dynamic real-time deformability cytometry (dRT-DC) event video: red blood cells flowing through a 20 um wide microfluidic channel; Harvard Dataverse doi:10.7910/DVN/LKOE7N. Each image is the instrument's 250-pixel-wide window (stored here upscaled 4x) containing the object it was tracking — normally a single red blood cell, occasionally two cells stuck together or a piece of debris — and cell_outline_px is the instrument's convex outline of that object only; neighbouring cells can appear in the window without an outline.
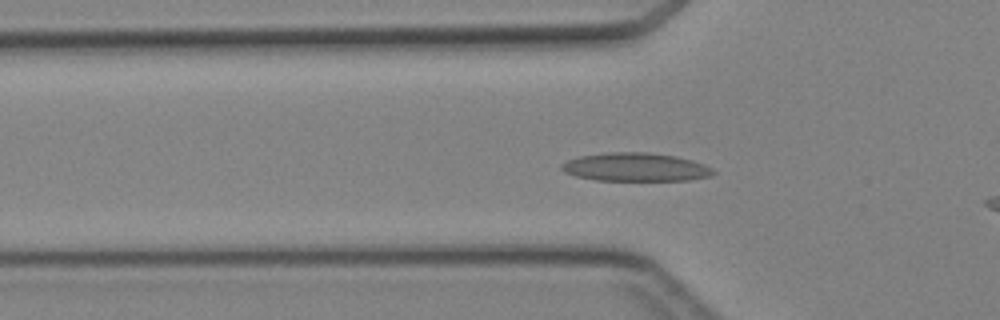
{"species": "Egyptian fruit bat (a non-hibernating species)", "species_latin": "Rousettus aegyptiacus", "temperature_condition": "cold", "stored_images_in_passage": 35, "camera_frame_rate_fps": 3000, "um_per_image_px": 0.085, "animal": {"sex": "female"}, "frame": {"image": 1, "passage_image": 9, "time_ms": 2.667, "image_size_px": [1000, 320], "cell_outline_px": [[716, 172], [712, 176], [688, 180], [596, 180], [576, 176], [564, 172], [560, 168], [560, 164], [568, 160], [580, 156], [608, 152], [648, 152], [676, 156], [692, 160], [704, 164], [712, 168]], "centroid_in_image_um": [54.03, 14.2], "position_along_channel_um": 71.8, "area_um2": 25.14}}
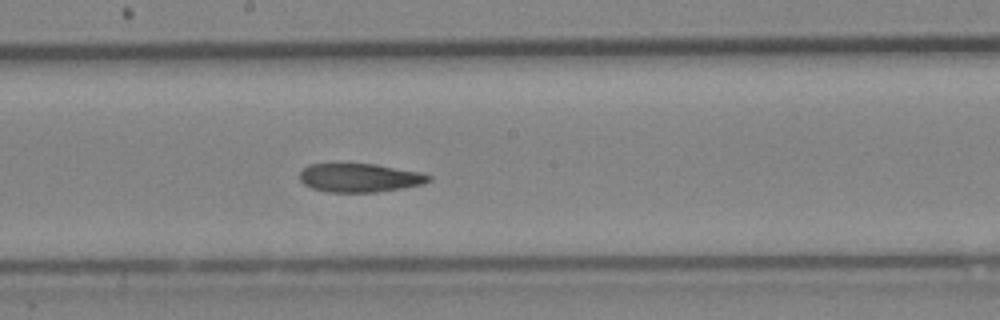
{"frame": {"image": 2, "passage_image": 19, "time_ms": 6.0, "image_size_px": [1000, 320], "cell_outline_px": [[432, 180], [424, 184], [376, 192], [328, 192], [312, 188], [304, 184], [300, 180], [300, 172], [308, 164], [376, 164], [420, 172], [432, 176]], "centroid_in_image_um": [30.59, 15.11], "position_along_channel_um": 217.6, "area_um2": 21.5}}
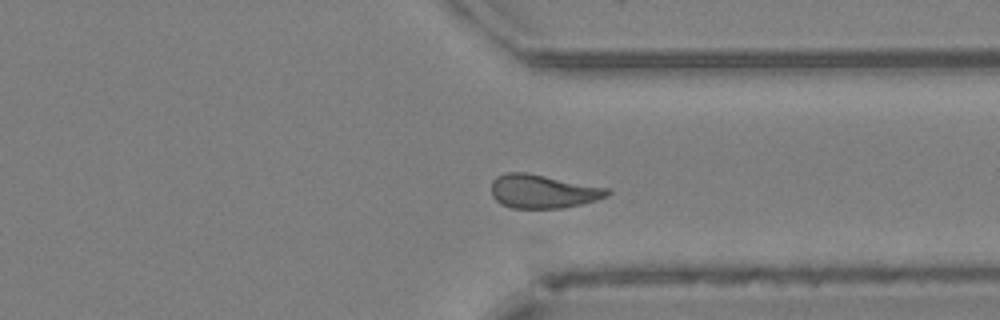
{"frame": {"image": 3, "passage_image": 29, "time_ms": 9.333, "image_size_px": [1000, 320], "cell_outline_px": [[612, 192], [608, 196], [596, 200], [580, 204], [560, 208], [512, 208], [500, 204], [492, 196], [492, 180], [496, 176], [504, 172], [524, 172], [608, 188]], "centroid_in_image_um": [46.12, 16.27], "position_along_channel_um": 365.3, "area_um2": 22.66}}